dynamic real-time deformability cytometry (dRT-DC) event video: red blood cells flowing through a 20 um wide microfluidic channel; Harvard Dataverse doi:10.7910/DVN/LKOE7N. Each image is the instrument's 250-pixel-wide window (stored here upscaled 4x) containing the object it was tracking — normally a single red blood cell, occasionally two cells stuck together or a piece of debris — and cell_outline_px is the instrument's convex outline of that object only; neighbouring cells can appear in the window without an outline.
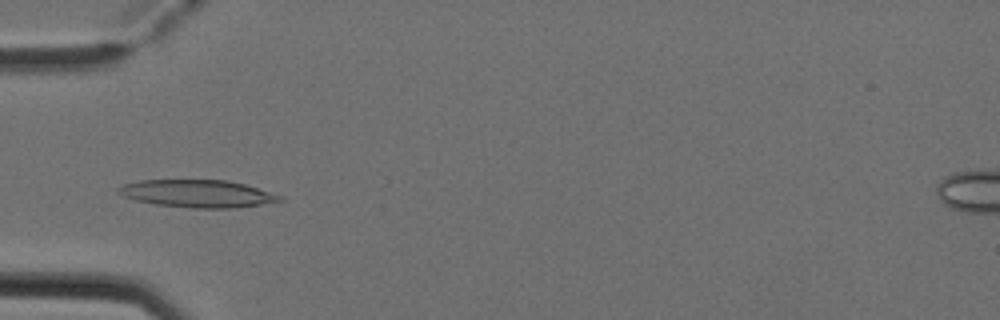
{"species": "Egyptian fruit bat (a non-hibernating species)", "species_latin": "Rousettus aegyptiacus", "temperature_condition": "cold", "stored_images_in_passage": 5, "camera_frame_rate_fps": 3000, "um_per_image_px": 0.085, "animal": {"sex": "female"}, "frame": {"image": 1, "passage_image": 5, "time_ms": 1.333, "image_size_px": [1000, 320], "cell_outline_px": [[284, 200], [260, 204], [232, 208], [192, 208], [156, 204], [136, 200], [124, 196], [116, 192], [116, 188], [124, 184], [140, 180], [228, 180], [244, 184], [284, 196]], "centroid_in_image_um": [16.78, 16.45], "position_along_channel_um": 68.2, "area_um2": 25.78}}